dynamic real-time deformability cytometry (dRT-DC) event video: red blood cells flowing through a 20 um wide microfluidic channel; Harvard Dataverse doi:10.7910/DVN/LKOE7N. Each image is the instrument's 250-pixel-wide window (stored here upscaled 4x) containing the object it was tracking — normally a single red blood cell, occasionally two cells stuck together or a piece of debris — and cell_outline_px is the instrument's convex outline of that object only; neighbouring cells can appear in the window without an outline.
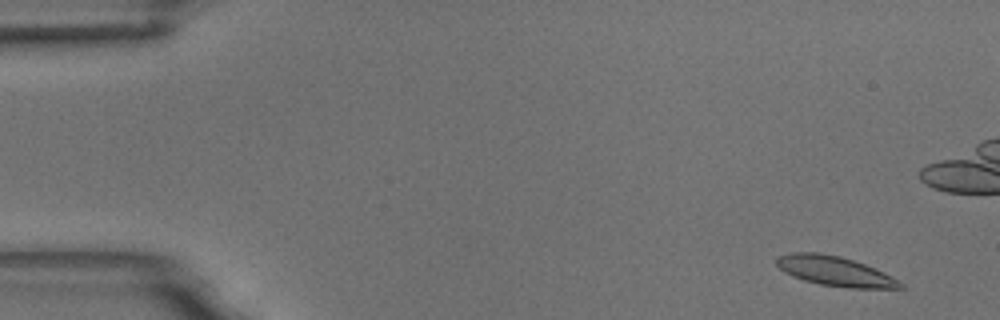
{"species": "common noctule bat (a hibernating species)", "species_latin": "Nyctalus noctula", "temperature_condition": "room temperature", "stored_images_in_passage": 54, "camera_frame_rate_fps": 3000, "um_per_image_px": 0.085, "animal": {"sex": "male", "body_mass_g": 18.8}, "frame": {"image": 1, "passage_image": 2, "time_ms": 0.333, "image_size_px": [1000, 320], "cell_outline_px": [[904, 288], [848, 288], [820, 284], [804, 280], [792, 276], [784, 272], [776, 264], [776, 256], [792, 252], [820, 252], [840, 256], [864, 264], [884, 272], [900, 280], [904, 284]], "centroid_in_image_um": [70.96, 23.04], "position_along_channel_um": 14.0, "area_um2": 21.5}}
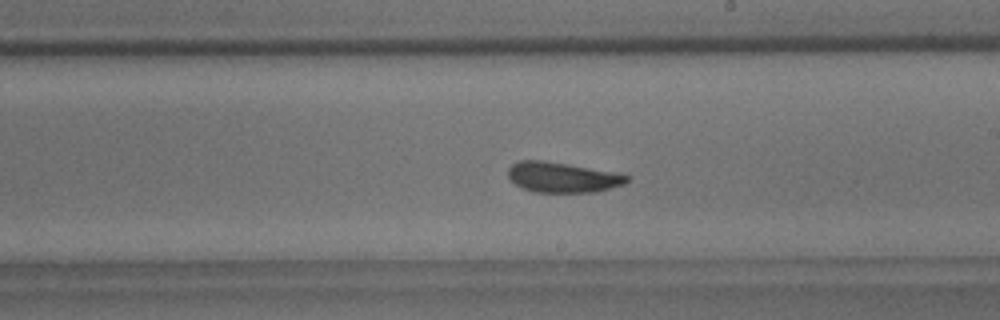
{"frame": {"image": 2, "passage_image": 30, "time_ms": 9.667, "image_size_px": [1000, 320], "cell_outline_px": [[632, 176], [624, 184], [596, 192], [536, 192], [520, 188], [508, 176], [508, 168], [512, 164], [520, 160], [544, 160], [620, 172]], "centroid_in_image_um": [47.85, 15.06], "position_along_channel_um": 241.1, "area_um2": 21.27}}
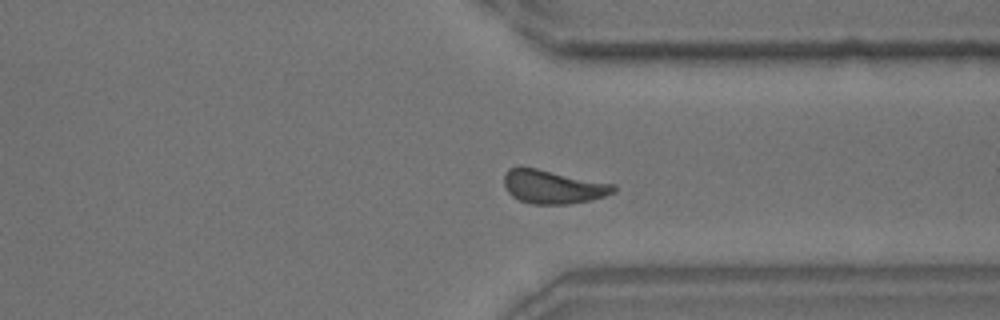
{"frame": {"image": 3, "passage_image": 40, "time_ms": 13.0, "image_size_px": [1000, 320], "cell_outline_px": [[616, 192], [592, 200], [568, 204], [532, 204], [520, 200], [512, 196], [508, 192], [504, 184], [504, 172], [508, 168], [520, 164], [616, 184]], "centroid_in_image_um": [46.99, 15.84], "position_along_channel_um": 364.4, "area_um2": 22.08}, "authors_computed_cell_mechanics": {"area_um2": 21.3282, "velocity_mm_per_s": 3.7011, "shape_relaxation_time_tau1_ms": 3.8226, "shape_relaxation_time_tau2_ms": 1.7452, "deformation_change_tau1": 0.129, "deformation_change_tau2": 0.0904}}